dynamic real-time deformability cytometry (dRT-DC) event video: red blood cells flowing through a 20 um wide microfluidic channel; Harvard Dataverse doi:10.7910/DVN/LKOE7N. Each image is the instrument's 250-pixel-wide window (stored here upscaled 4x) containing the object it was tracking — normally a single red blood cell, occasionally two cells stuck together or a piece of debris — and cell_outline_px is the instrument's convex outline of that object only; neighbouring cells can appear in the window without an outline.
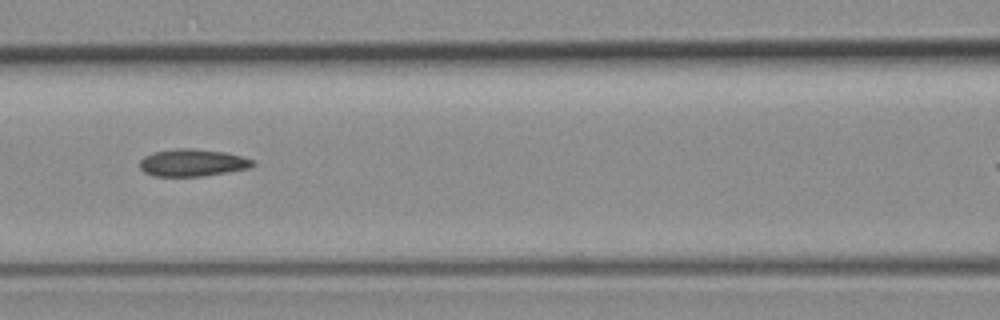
{"species": "common noctule bat (a hibernating species)", "species_latin": "Nyctalus noctula", "temperature_condition": "room temperature", "stored_images_in_passage": 6, "camera_frame_rate_fps": 3000, "um_per_image_px": 0.085, "animal": {"sex": "female", "body_mass_g": 19.3, "forearm_length_mm": 54.1}, "frame": {"image": 1, "passage_image": 4, "time_ms": 3.333, "image_size_px": [1000, 320], "cell_outline_px": [[256, 164], [252, 168], [204, 176], [152, 176], [144, 172], [140, 168], [140, 160], [144, 156], [152, 152], [176, 148], [192, 148], [224, 152], [240, 156], [252, 160]], "centroid_in_image_um": [16.35, 13.83], "position_along_channel_um": 150.3, "area_um2": 18.09}}
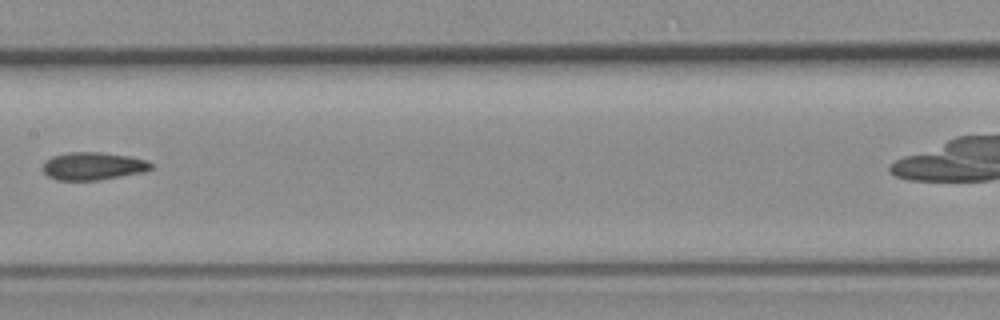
{"frame": {"image": 2, "passage_image": 5, "time_ms": 4.667, "image_size_px": [1000, 320], "cell_outline_px": [[152, 168], [144, 172], [100, 180], [56, 180], [48, 176], [44, 172], [44, 160], [52, 156], [68, 152], [100, 152], [128, 156], [148, 160], [152, 164]], "centroid_in_image_um": [7.91, 14.11], "position_along_channel_um": 199.5, "area_um2": 17.57}}
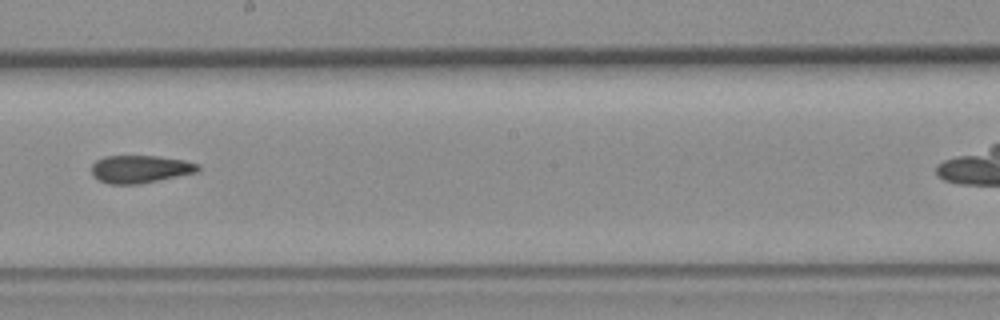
{"frame": {"image": 3, "passage_image": 6, "time_ms": 5.667, "image_size_px": [1000, 320], "cell_outline_px": [[200, 168], [196, 172], [140, 184], [108, 184], [92, 176], [92, 164], [96, 160], [104, 156], [156, 156], [184, 160], [200, 164]], "centroid_in_image_um": [11.89, 14.37], "position_along_channel_um": 236.3, "area_um2": 17.17}}